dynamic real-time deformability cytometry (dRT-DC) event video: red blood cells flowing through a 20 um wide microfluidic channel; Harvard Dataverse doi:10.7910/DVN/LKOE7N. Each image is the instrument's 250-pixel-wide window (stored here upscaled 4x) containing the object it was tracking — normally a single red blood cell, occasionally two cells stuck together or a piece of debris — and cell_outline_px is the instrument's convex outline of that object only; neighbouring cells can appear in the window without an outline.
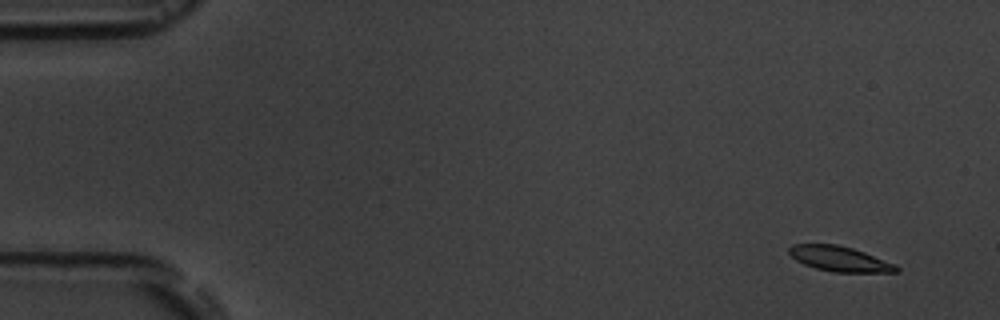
{"species": "common noctule bat (a hibernating species)", "species_latin": "Nyctalus noctula", "temperature_condition": "room temperature", "stored_images_in_passage": 6, "camera_frame_rate_fps": 3000, "um_per_image_px": 0.085, "animal": {"sex": "male", "body_mass_g": 19.5, "forearm_length_mm": 54.6}, "frame": {"image": 1, "passage_image": 1, "time_ms": 0.0, "image_size_px": [1000, 320], "cell_outline_px": [[900, 272], [832, 272], [816, 268], [804, 264], [796, 260], [788, 252], [788, 248], [792, 244], [836, 244], [852, 248], [864, 252], [896, 264], [900, 268]], "centroid_in_image_um": [71.38, 22.0], "position_along_channel_um": 13.6, "area_um2": 15.72}}
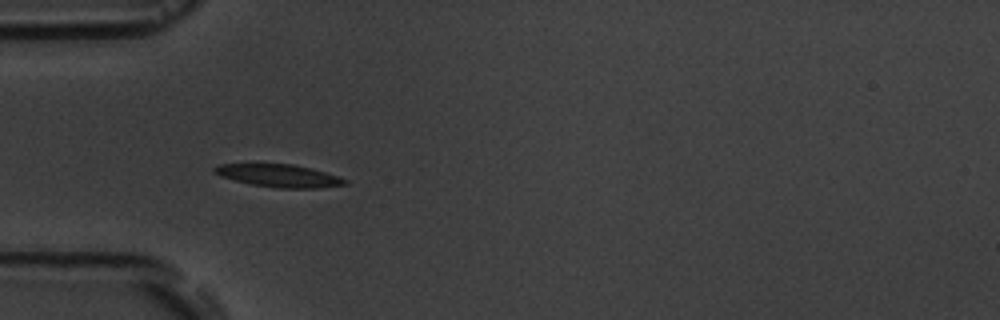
{"frame": {"image": 2, "passage_image": 5, "time_ms": 4.667, "image_size_px": [1000, 320], "cell_outline_px": [[348, 184], [316, 188], [276, 188], [252, 184], [220, 176], [212, 172], [212, 168], [220, 164], [292, 164], [312, 168], [348, 180]], "centroid_in_image_um": [23.7, 14.93], "position_along_channel_um": 61.3, "area_um2": 17.11}}
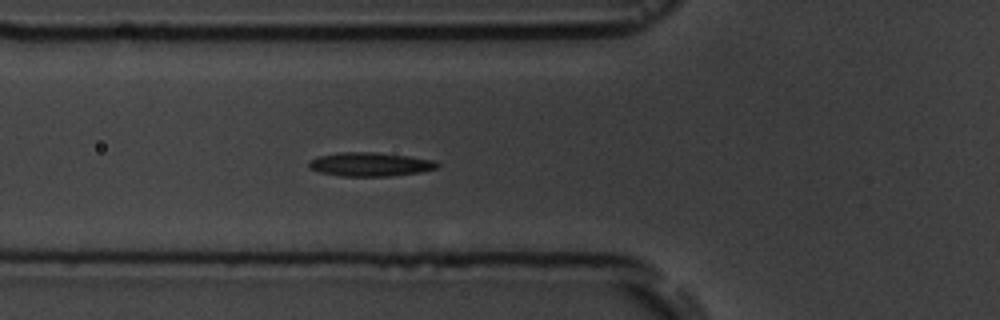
{"frame": {"image": 3, "passage_image": 6, "time_ms": 5.667, "image_size_px": [1000, 320], "cell_outline_px": [[440, 164], [436, 168], [420, 172], [388, 176], [340, 176], [320, 172], [308, 168], [308, 160], [316, 156], [340, 152], [376, 152], [408, 156], [436, 160]], "centroid_in_image_um": [31.42, 13.96], "position_along_channel_um": 94.4, "area_um2": 17.98}}